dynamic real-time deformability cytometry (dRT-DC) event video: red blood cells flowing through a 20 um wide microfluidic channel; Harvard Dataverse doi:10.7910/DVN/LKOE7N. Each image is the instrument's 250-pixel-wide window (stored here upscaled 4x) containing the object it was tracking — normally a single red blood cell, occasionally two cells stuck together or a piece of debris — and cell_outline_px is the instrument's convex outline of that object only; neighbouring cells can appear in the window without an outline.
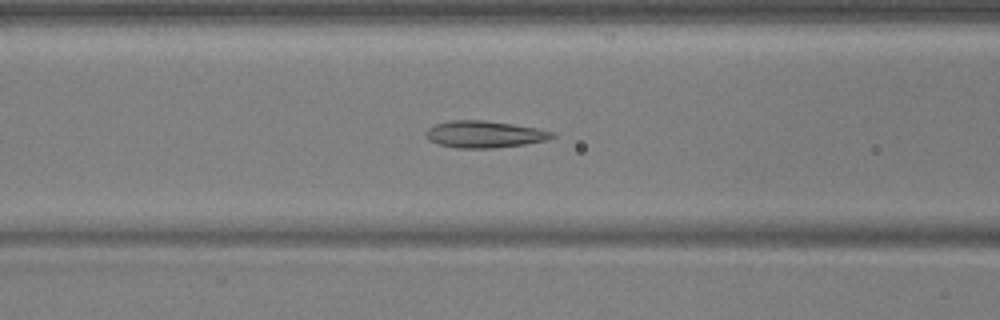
{"species": "common noctule bat (a hibernating species)", "species_latin": "Nyctalus noctula", "temperature_condition": "warm", "stored_images_in_passage": 39, "camera_frame_rate_fps": 3000, "um_per_image_px": 0.085, "animal": {"sex": "male", "body_mass_g": 17.9, "forearm_length_mm": 54.2}, "frame": {"image": 1, "passage_image": 7, "time_ms": 2.0, "image_size_px": [1000, 320], "cell_outline_px": [[556, 136], [548, 140], [524, 144], [496, 148], [456, 148], [440, 144], [428, 140], [424, 136], [424, 132], [428, 128], [436, 124], [452, 120], [484, 120], [512, 124], [536, 128], [552, 132]], "centroid_in_image_um": [41.14, 11.42], "position_along_channel_um": 125.5, "area_um2": 19.77}}
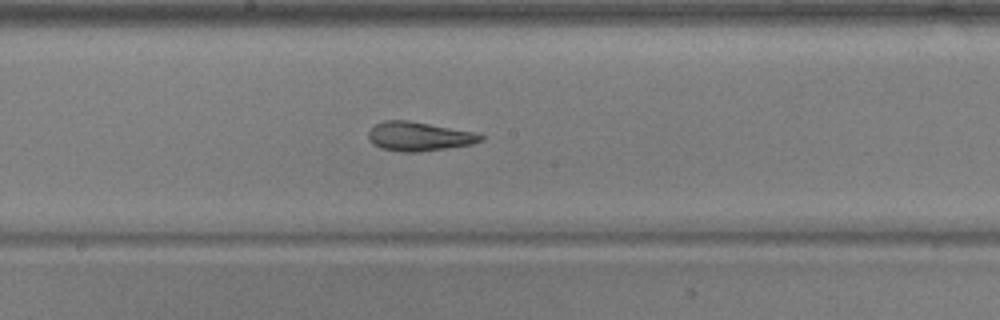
{"frame": {"image": 2, "passage_image": 14, "time_ms": 4.333, "image_size_px": [1000, 320], "cell_outline_px": [[484, 140], [472, 144], [416, 152], [404, 152], [380, 148], [372, 144], [368, 136], [368, 132], [376, 124], [384, 120], [408, 120], [480, 132], [484, 136]], "centroid_in_image_um": [35.66, 11.58], "position_along_channel_um": 212.5, "area_um2": 19.19}}
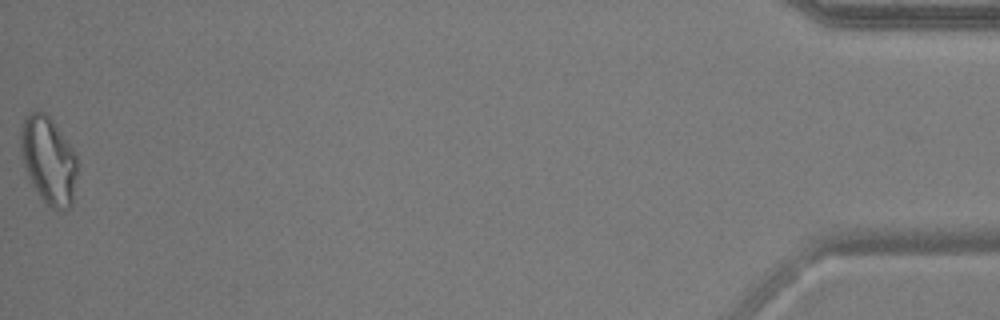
{"frame": {"image": 3, "passage_image": 39, "time_ms": 12.667, "image_size_px": [1000, 320], "cell_outline_px": [[76, 176], [72, 204], [64, 212], [52, 208], [40, 196], [32, 184], [24, 168], [20, 148], [20, 128], [24, 116], [28, 112], [44, 112], [52, 120], [72, 148], [76, 156]], "centroid_in_image_um": [4.1, 13.62], "position_along_channel_um": 431.1, "area_um2": 28.73}, "authors_computed_cell_mechanics": {"area_um2": 20.0566, "velocity_mm_per_s": 3.731, "shape_relaxation_time_tau1_ms": null, "shape_relaxation_time_tau2_ms": 1.9273, "deformation_change_tau1": null, "deformation_change_tau2": 0.0986}}